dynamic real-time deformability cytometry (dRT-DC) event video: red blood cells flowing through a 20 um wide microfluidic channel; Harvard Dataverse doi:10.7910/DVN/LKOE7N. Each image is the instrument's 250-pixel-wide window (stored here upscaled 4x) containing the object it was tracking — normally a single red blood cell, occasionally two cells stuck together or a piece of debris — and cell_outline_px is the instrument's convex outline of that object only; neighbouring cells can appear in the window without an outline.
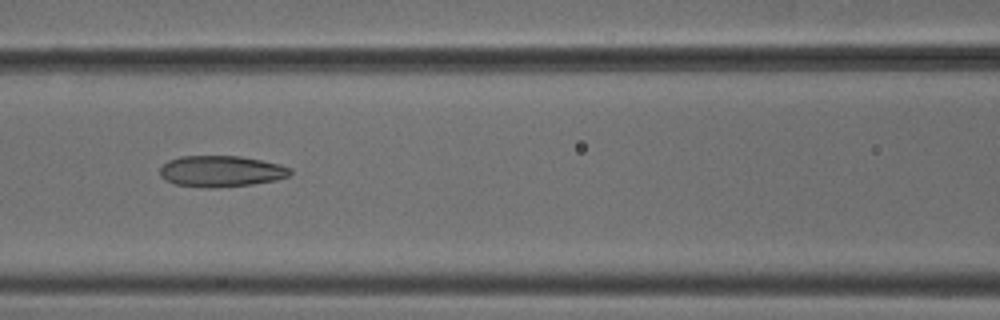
{"species": "common noctule bat (a hibernating species)", "species_latin": "Nyctalus noctula", "temperature_condition": "cold", "stored_images_in_passage": 9, "camera_frame_rate_fps": 3000, "um_per_image_px": 0.085, "animal": {"sex": "male", "body_mass_g": 18.8}, "frame": {"image": 1, "passage_image": 6, "time_ms": 1.667, "image_size_px": [1000, 320], "cell_outline_px": [[292, 172], [288, 176], [276, 180], [252, 184], [216, 188], [200, 188], [176, 184], [164, 180], [160, 176], [160, 168], [168, 160], [180, 156], [240, 156], [280, 164], [292, 168]], "centroid_in_image_um": [18.78, 14.56], "position_along_channel_um": 147.8, "area_um2": 23.87}}
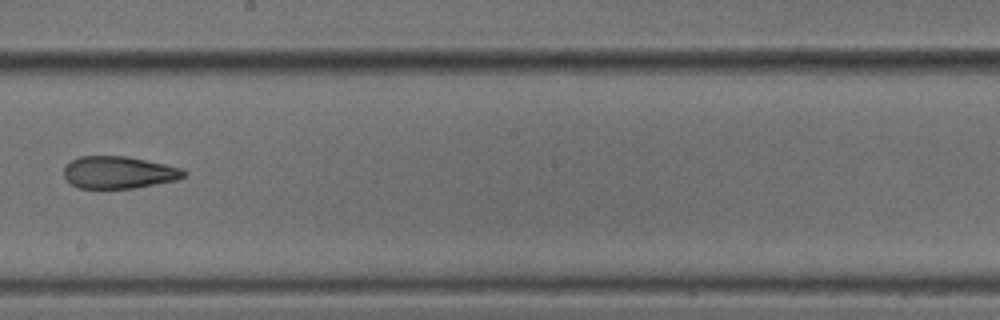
{"frame": {"image": 2, "passage_image": 8, "time_ms": 2.333, "image_size_px": [1000, 320], "cell_outline_px": [[184, 176], [176, 180], [132, 188], [76, 188], [64, 176], [64, 168], [72, 160], [80, 156], [124, 156], [164, 164], [180, 168], [184, 172]], "centroid_in_image_um": [10.04, 14.66], "position_along_channel_um": 238.2, "area_um2": 22.08}}
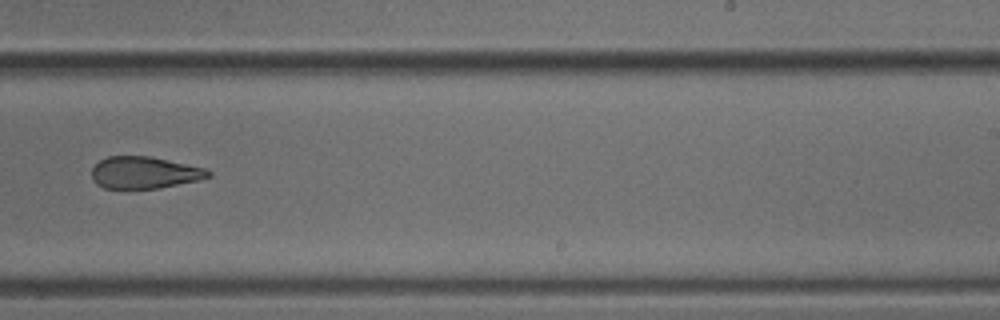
{"frame": {"image": 3, "passage_image": 9, "time_ms": 2.667, "image_size_px": [1000, 320], "cell_outline_px": [[212, 176], [200, 180], [160, 188], [124, 192], [104, 188], [96, 184], [92, 180], [92, 168], [100, 160], [108, 156], [148, 156], [204, 168], [212, 172]], "centroid_in_image_um": [12.22, 14.73], "position_along_channel_um": 276.8, "area_um2": 22.43}}